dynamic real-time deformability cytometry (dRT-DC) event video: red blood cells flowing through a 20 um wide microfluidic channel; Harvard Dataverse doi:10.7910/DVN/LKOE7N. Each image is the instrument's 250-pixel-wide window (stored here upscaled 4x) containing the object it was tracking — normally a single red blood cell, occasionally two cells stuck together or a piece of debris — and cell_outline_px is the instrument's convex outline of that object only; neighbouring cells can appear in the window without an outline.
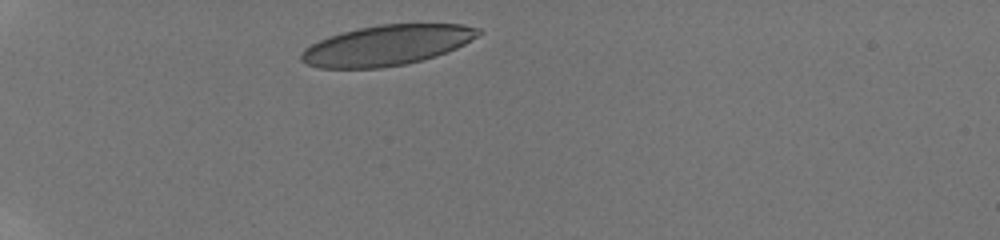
{"species": "human", "species_latin": "Homo sapiens", "temperature_condition": "room temperature", "stored_images_in_passage": 25, "camera_frame_rate_fps": 3000, "um_per_image_px": 0.085, "donor": {"sex": "male"}, "frame": {"image": 1, "passage_image": 1, "time_ms": 0.0, "image_size_px": [1000, 240], "cell_outline_px": [[484, 32], [464, 44], [456, 48], [436, 56], [408, 64], [380, 68], [320, 68], [304, 64], [300, 60], [300, 56], [304, 48], [328, 36], [360, 28], [380, 24], [464, 24], [480, 28]], "centroid_in_image_um": [32.89, 3.85], "position_along_channel_um": 52.1, "area_um2": 41.67}}
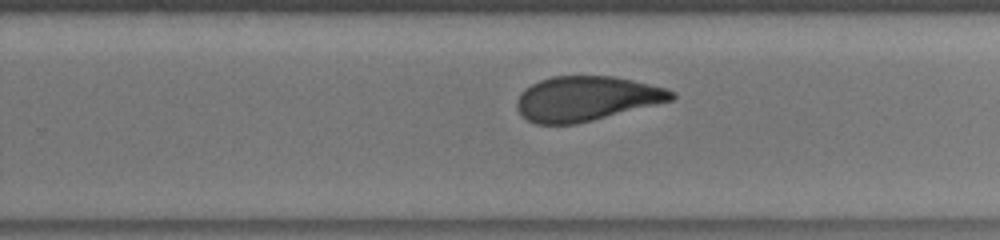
{"frame": {"image": 2, "passage_image": 13, "time_ms": 6.667, "image_size_px": [1000, 240], "cell_outline_px": [[676, 96], [672, 100], [576, 124], [536, 124], [528, 120], [516, 108], [516, 100], [520, 92], [532, 84], [540, 80], [552, 76], [612, 76], [632, 80], [668, 88], [676, 92]], "centroid_in_image_um": [49.83, 8.37], "position_along_channel_um": 280.0, "area_um2": 40.11}}
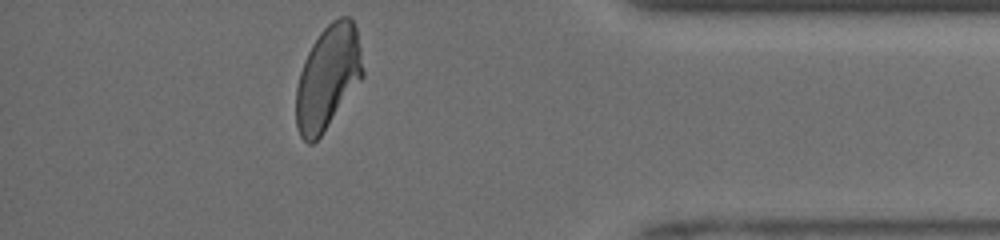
{"frame": {"image": 3, "passage_image": 25, "time_ms": 10.333, "image_size_px": [1000, 240], "cell_outline_px": [[364, 76], [320, 136], [312, 144], [308, 144], [300, 136], [296, 128], [296, 88], [300, 72], [304, 60], [312, 44], [320, 32], [332, 20], [340, 16], [348, 16], [352, 20], [356, 28], [360, 48], [364, 72]], "centroid_in_image_um": [27.86, 6.58], "position_along_channel_um": 407.3, "area_um2": 40.17}, "authors_computed_cell_mechanics": {"area_um2": 41.3848, "velocity_mm_per_s": 4.0595, "shape_relaxation_time_tau1_ms": 5.4861, "shape_relaxation_time_tau2_ms": 0.9601, "deformation_change_tau1": 0.1656, "deformation_change_tau2": 0.0676}}